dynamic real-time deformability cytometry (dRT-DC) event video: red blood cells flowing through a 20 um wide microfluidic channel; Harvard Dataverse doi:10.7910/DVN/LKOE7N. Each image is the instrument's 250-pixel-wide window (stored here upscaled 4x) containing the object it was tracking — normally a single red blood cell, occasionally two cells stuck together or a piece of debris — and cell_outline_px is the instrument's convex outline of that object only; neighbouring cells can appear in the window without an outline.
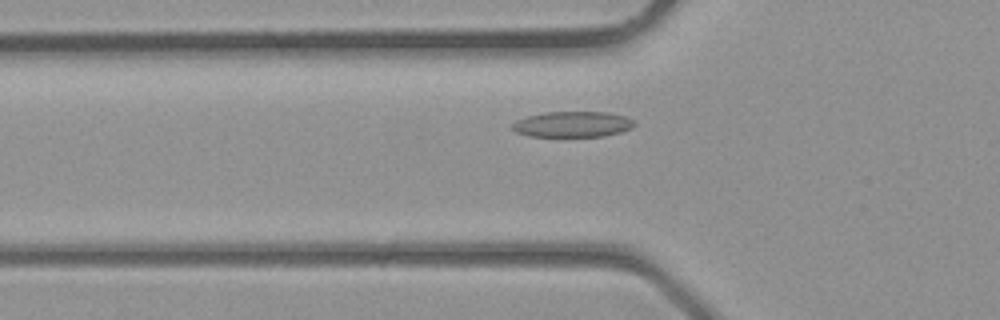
{"species": "common noctule bat (a hibernating species)", "species_latin": "Nyctalus noctula", "temperature_condition": "room temperature", "stored_images_in_passage": 33, "camera_frame_rate_fps": 3000, "um_per_image_px": 0.085, "animal": {"sex": "male", "body_mass_g": 23.1, "forearm_length_mm": 52.7}, "frame": {"image": 1, "passage_image": 8, "time_ms": 2.333, "image_size_px": [1000, 320], "cell_outline_px": [[636, 124], [632, 128], [620, 132], [604, 136], [528, 136], [516, 132], [512, 128], [512, 124], [516, 120], [528, 116], [544, 112], [608, 112], [624, 116], [632, 120]], "centroid_in_image_um": [48.66, 10.56], "position_along_channel_um": 77.1, "area_um2": 18.21}}
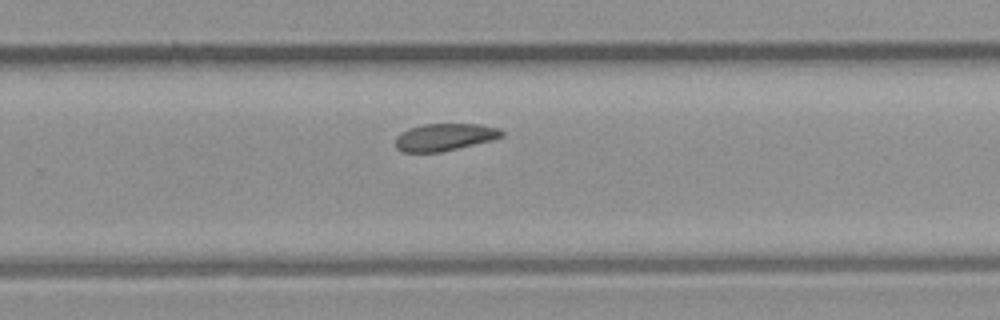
{"frame": {"image": 2, "passage_image": 20, "time_ms": 6.333, "image_size_px": [1000, 320], "cell_outline_px": [[504, 136], [492, 140], [440, 152], [404, 152], [396, 148], [396, 136], [412, 128], [424, 124], [480, 124], [500, 128], [504, 132]], "centroid_in_image_um": [37.84, 11.65], "position_along_channel_um": 292.0, "area_um2": 16.7}}
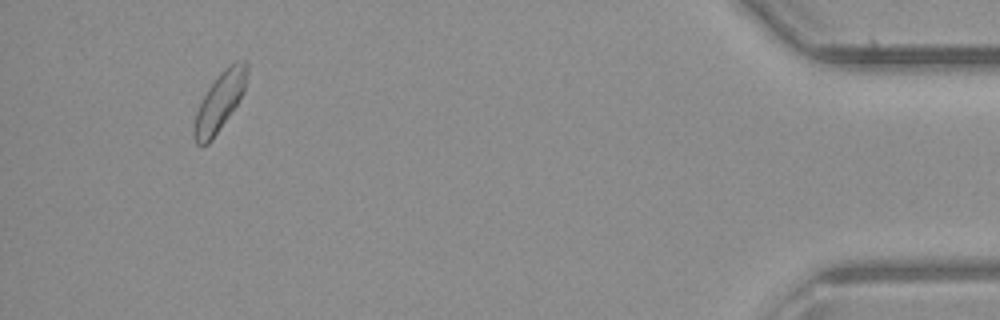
{"frame": {"image": 3, "passage_image": 31, "time_ms": 10.0, "image_size_px": [1000, 320], "cell_outline_px": [[248, 72], [244, 92], [212, 140], [208, 144], [196, 144], [192, 136], [192, 132], [196, 112], [208, 88], [220, 72], [228, 64], [236, 60], [244, 60], [248, 64]], "centroid_in_image_um": [18.67, 8.61], "position_along_channel_um": 416.5, "area_um2": 17.92}}